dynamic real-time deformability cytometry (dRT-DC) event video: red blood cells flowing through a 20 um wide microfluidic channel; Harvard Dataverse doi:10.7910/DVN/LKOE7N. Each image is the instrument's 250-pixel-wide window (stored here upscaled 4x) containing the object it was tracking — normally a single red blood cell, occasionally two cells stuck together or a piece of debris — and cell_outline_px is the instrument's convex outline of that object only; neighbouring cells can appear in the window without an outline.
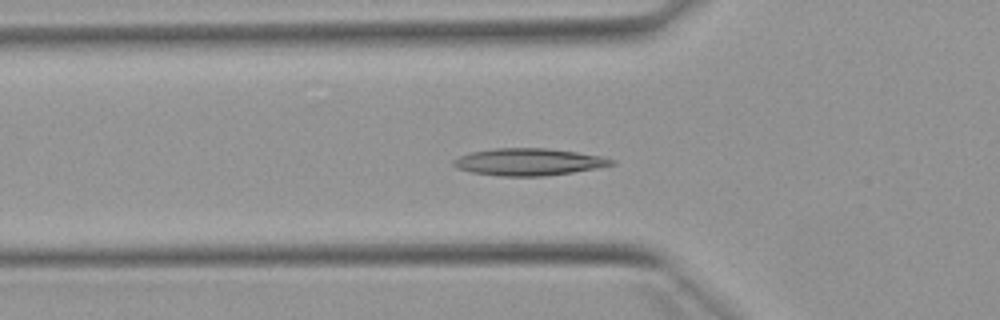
{"species": "Egyptian fruit bat (a non-hibernating species)", "species_latin": "Rousettus aegyptiacus", "temperature_condition": "warm", "stored_images_in_passage": 54, "camera_frame_rate_fps": 3000, "um_per_image_px": 0.085, "animal": {"sex": "female"}, "frame": {"image": 1, "passage_image": 18, "time_ms": 5.667, "image_size_px": [1000, 320], "cell_outline_px": [[616, 164], [596, 168], [572, 172], [544, 176], [500, 176], [472, 172], [456, 168], [452, 164], [452, 160], [460, 156], [472, 152], [496, 148], [548, 148], [576, 152], [600, 156], [616, 160]], "centroid_in_image_um": [44.93, 13.76], "position_along_channel_um": 80.9, "area_um2": 24.85}}
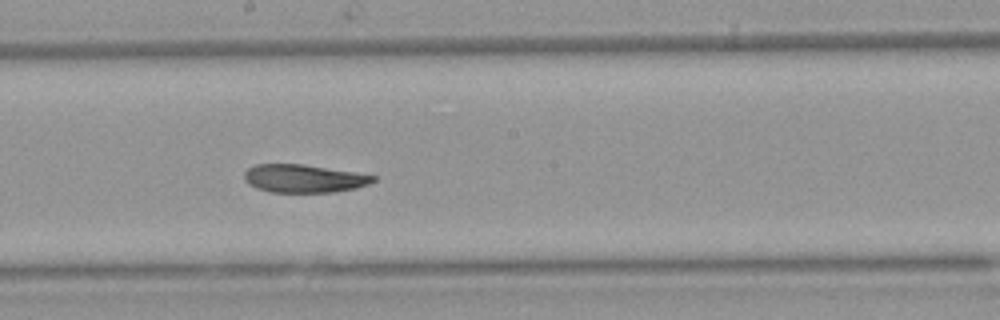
{"frame": {"image": 2, "passage_image": 29, "time_ms": 9.333, "image_size_px": [1000, 320], "cell_outline_px": [[376, 180], [368, 184], [356, 188], [332, 192], [268, 192], [256, 188], [248, 184], [244, 180], [244, 172], [248, 168], [256, 164], [300, 164], [356, 172], [376, 176]], "centroid_in_image_um": [25.8, 15.17], "position_along_channel_um": 222.4, "area_um2": 21.1}}
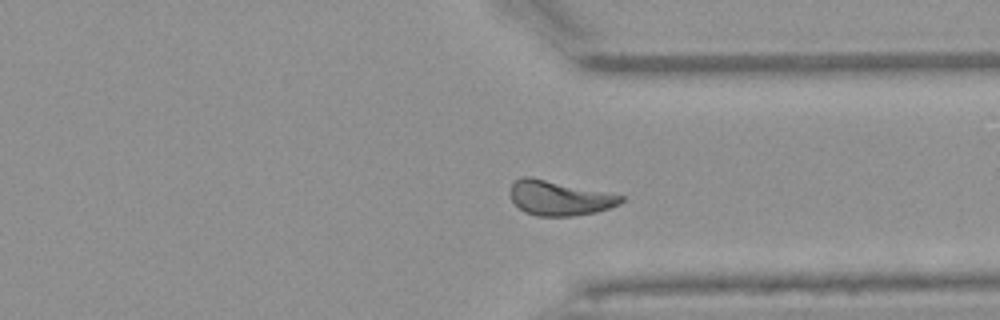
{"frame": {"image": 3, "passage_image": 40, "time_ms": 13.0, "image_size_px": [1000, 320], "cell_outline_px": [[624, 200], [620, 204], [596, 212], [576, 216], [536, 216], [524, 212], [512, 200], [508, 192], [508, 188], [520, 176], [532, 176], [624, 196]], "centroid_in_image_um": [47.5, 16.82], "position_along_channel_um": 363.9, "area_um2": 22.66}, "authors_computed_cell_mechanics": {"area_um2": 22.7732, "velocity_mm_per_s": 3.8678, "shape_relaxation_time_tau1_ms": null, "shape_relaxation_time_tau2_ms": 2.915, "deformation_change_tau1": null, "deformation_change_tau2": 0.0855}}